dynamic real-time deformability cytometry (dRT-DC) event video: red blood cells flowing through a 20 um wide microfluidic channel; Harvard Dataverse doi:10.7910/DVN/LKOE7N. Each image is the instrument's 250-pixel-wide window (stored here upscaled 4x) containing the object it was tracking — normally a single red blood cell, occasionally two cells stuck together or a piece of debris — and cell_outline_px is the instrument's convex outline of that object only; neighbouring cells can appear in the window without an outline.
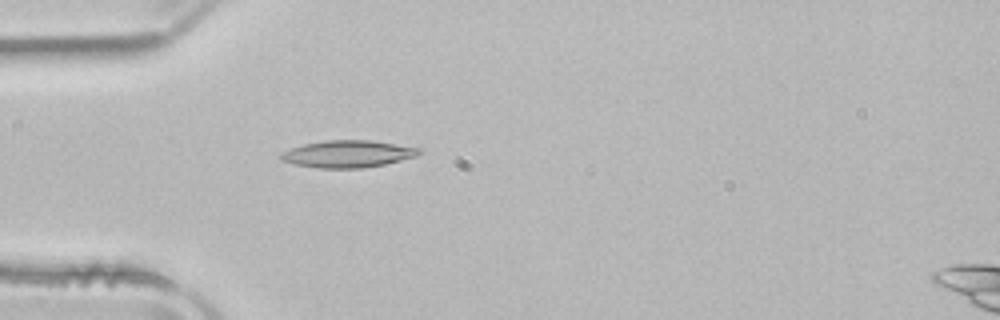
{"species": "common noctule bat (a hibernating species)", "species_latin": "Nyctalus noctula", "temperature_condition": "room temperature", "stored_images_in_passage": 38, "camera_frame_rate_fps": 3000, "um_per_image_px": 0.085, "animal": {"sex": "male", "body_mass_g": 21.5, "forearm_length_mm": 52.0}, "frame": {"image": 1, "passage_image": 2, "time_ms": 0.333, "image_size_px": [1000, 320], "cell_outline_px": [[420, 152], [416, 156], [384, 164], [360, 168], [320, 168], [296, 164], [280, 160], [280, 152], [304, 144], [324, 140], [368, 140], [420, 148]], "centroid_in_image_um": [29.52, 13.08], "position_along_channel_um": 55.5, "area_um2": 21.5}}
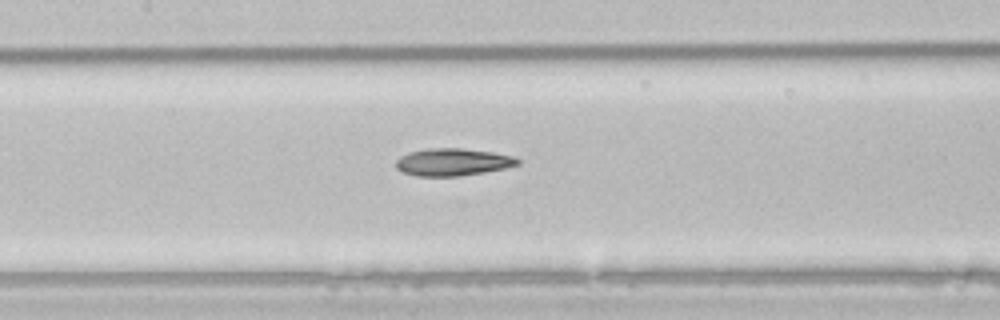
{"frame": {"image": 2, "passage_image": 11, "time_ms": 3.333, "image_size_px": [1000, 320], "cell_outline_px": [[520, 164], [504, 168], [484, 172], [460, 176], [416, 176], [404, 172], [396, 168], [396, 160], [400, 156], [408, 152], [428, 148], [460, 148], [492, 152], [512, 156], [520, 160]], "centroid_in_image_um": [38.46, 13.77], "position_along_channel_um": 168.9, "area_um2": 19.36}}
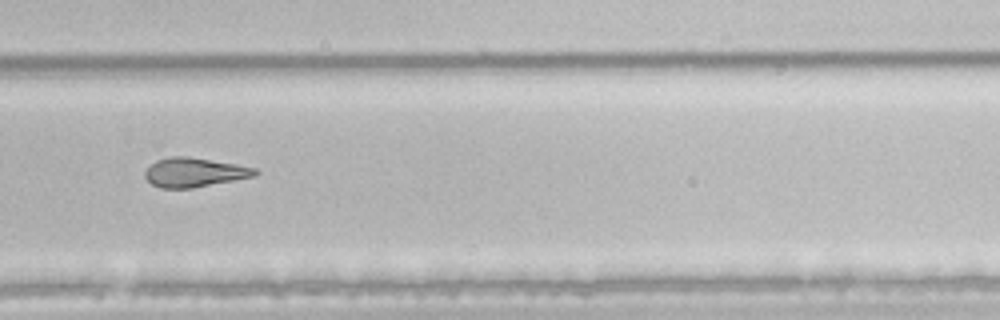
{"frame": {"image": 3, "passage_image": 22, "time_ms": 7.0, "image_size_px": [1000, 320], "cell_outline_px": [[260, 172], [256, 176], [192, 188], [160, 188], [152, 184], [144, 176], [144, 172], [156, 160], [168, 156], [188, 156], [236, 164], [256, 168]], "centroid_in_image_um": [16.53, 14.64], "position_along_channel_um": 313.3, "area_um2": 18.79}, "authors_computed_cell_mechanics": {"area_um2": 19.363, "velocity_mm_per_s": 3.9552, "shape_relaxation_time_tau1_ms": 8.7018, "shape_relaxation_time_tau2_ms": 4.9258, "deformation_change_tau1": 0.2009, "deformation_change_tau2": 0.1543}}